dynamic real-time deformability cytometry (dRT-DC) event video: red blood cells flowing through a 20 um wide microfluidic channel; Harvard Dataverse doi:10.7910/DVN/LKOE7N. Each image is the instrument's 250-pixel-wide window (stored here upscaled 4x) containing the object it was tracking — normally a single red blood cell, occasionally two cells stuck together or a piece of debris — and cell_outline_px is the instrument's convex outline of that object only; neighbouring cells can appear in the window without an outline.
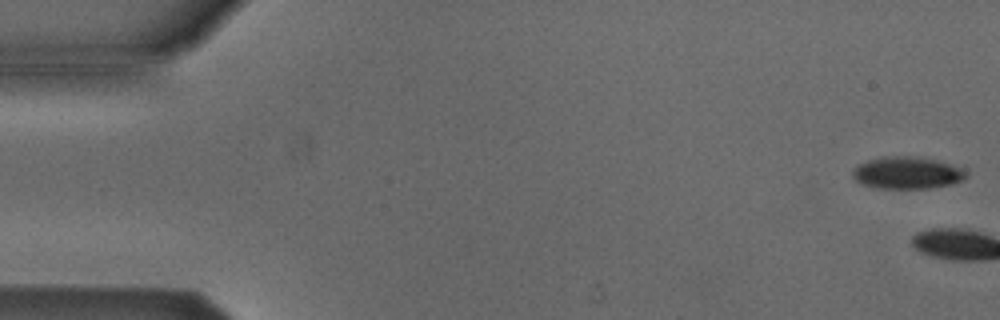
{"species": "Egyptian fruit bat (a non-hibernating species)", "species_latin": "Rousettus aegyptiacus", "temperature_condition": "cold", "stored_images_in_passage": 7, "camera_frame_rate_fps": 3000, "um_per_image_px": 0.085, "animal": {"sex": "male"}, "frame": {"image": 1, "passage_image": 1, "time_ms": 0.0, "image_size_px": [1000, 320], "cell_outline_px": [[968, 176], [964, 180], [952, 184], [928, 188], [872, 188], [860, 184], [852, 176], [852, 172], [860, 164], [868, 160], [884, 156], [912, 156], [936, 160], [960, 168], [968, 172]], "centroid_in_image_um": [77.1, 14.7], "position_along_channel_um": 7.9, "area_um2": 21.21}}
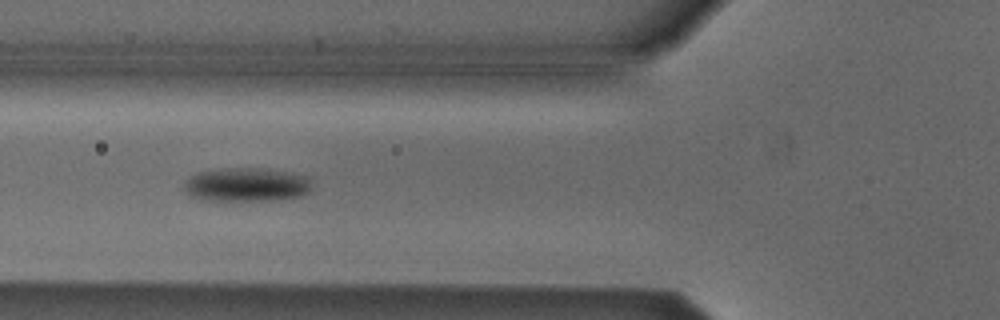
{"frame": {"image": 2, "passage_image": 7, "time_ms": 7.0, "image_size_px": [1000, 320], "cell_outline_px": [[312, 188], [308, 192], [300, 196], [276, 200], [204, 200], [192, 196], [184, 188], [184, 184], [192, 176], [200, 172], [224, 168], [252, 168], [284, 172], [308, 176]], "centroid_in_image_um": [20.98, 15.71], "position_along_channel_um": 104.8, "area_um2": 24.68}}